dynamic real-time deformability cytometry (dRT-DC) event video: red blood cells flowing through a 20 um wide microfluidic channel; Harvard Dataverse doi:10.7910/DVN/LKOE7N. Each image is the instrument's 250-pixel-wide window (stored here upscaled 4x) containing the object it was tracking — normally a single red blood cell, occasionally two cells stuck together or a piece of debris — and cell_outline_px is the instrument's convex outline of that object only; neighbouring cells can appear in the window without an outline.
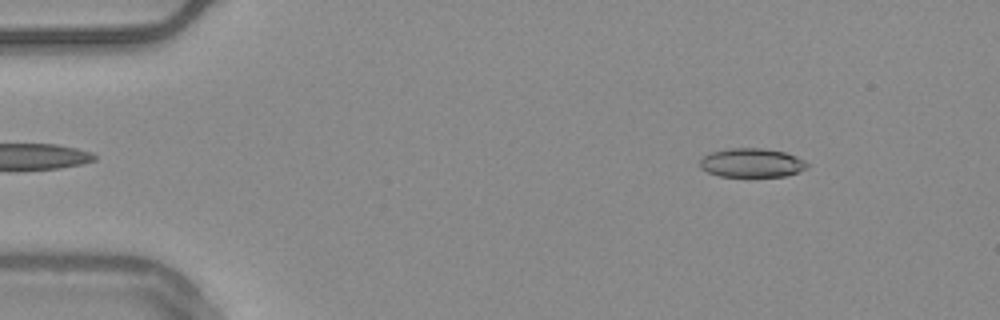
{"species": "common noctule bat (a hibernating species)", "species_latin": "Nyctalus noctula", "temperature_condition": "warm", "stored_images_in_passage": 30, "camera_frame_rate_fps": 3000, "um_per_image_px": 0.085, "animal": {"sex": "male", "body_mass_g": 20.4}, "frame": {"image": 1, "passage_image": 1, "time_ms": 0.0, "image_size_px": [1000, 320], "cell_outline_px": [[808, 168], [800, 172], [784, 176], [720, 176], [708, 172], [700, 168], [700, 160], [704, 156], [712, 152], [732, 148], [764, 148], [784, 152], [796, 156], [804, 160], [808, 164]], "centroid_in_image_um": [63.93, 13.84], "position_along_channel_um": 21.1, "area_um2": 18.03}}
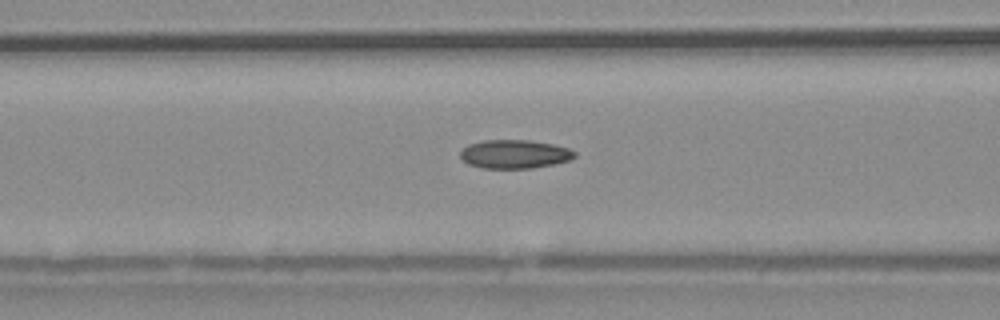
{"frame": {"image": 2, "passage_image": 16, "time_ms": 5.0, "image_size_px": [1000, 320], "cell_outline_px": [[576, 156], [572, 160], [532, 168], [480, 168], [468, 164], [460, 156], [460, 152], [468, 144], [484, 140], [528, 140], [552, 144], [568, 148], [576, 152]], "centroid_in_image_um": [43.74, 13.1], "position_along_channel_um": 122.9, "area_um2": 19.07}}
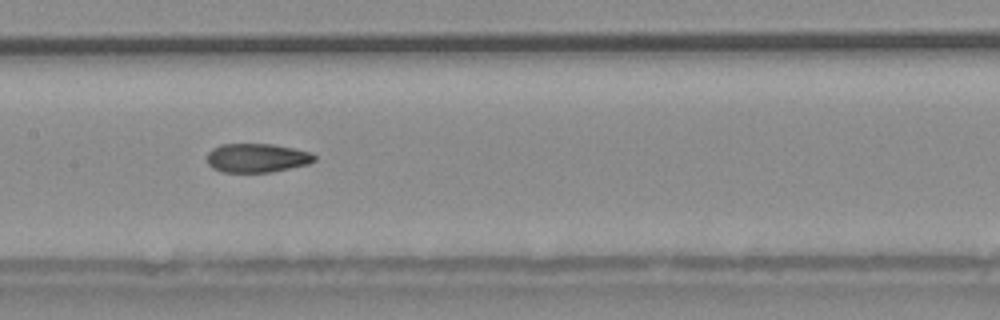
{"frame": {"image": 3, "passage_image": 21, "time_ms": 6.667, "image_size_px": [1000, 320], "cell_outline_px": [[316, 160], [308, 164], [272, 172], [224, 172], [212, 168], [208, 164], [208, 152], [212, 148], [220, 144], [272, 144], [312, 152], [316, 156]], "centroid_in_image_um": [21.85, 13.42], "position_along_channel_um": 185.6, "area_um2": 18.15}}